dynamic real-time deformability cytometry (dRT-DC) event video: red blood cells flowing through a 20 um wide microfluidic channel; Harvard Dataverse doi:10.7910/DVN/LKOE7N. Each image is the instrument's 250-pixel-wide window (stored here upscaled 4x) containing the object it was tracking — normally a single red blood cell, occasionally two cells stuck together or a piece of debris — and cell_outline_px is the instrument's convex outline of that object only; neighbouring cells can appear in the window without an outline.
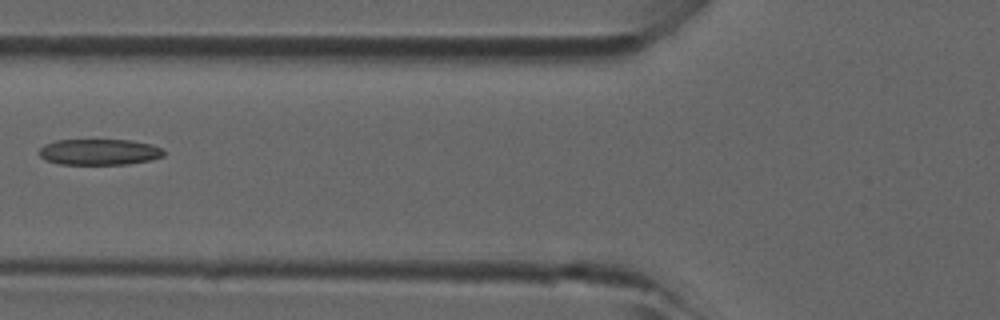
{"species": "common noctule bat (a hibernating species)", "species_latin": "Nyctalus noctula", "temperature_condition": "room temperature", "stored_images_in_passage": 5, "camera_frame_rate_fps": 3000, "um_per_image_px": 0.085, "animal": {"sex": "male", "forearm_length_mm": 52.5}, "frame": {"image": 1, "passage_image": 5, "time_ms": 1.333, "image_size_px": [1000, 320], "cell_outline_px": [[164, 156], [148, 160], [128, 164], [60, 164], [44, 160], [40, 156], [40, 148], [44, 144], [56, 140], [128, 140], [152, 144], [160, 148], [164, 152]], "centroid_in_image_um": [8.41, 12.92], "position_along_channel_um": 117.4, "area_um2": 18.79}}